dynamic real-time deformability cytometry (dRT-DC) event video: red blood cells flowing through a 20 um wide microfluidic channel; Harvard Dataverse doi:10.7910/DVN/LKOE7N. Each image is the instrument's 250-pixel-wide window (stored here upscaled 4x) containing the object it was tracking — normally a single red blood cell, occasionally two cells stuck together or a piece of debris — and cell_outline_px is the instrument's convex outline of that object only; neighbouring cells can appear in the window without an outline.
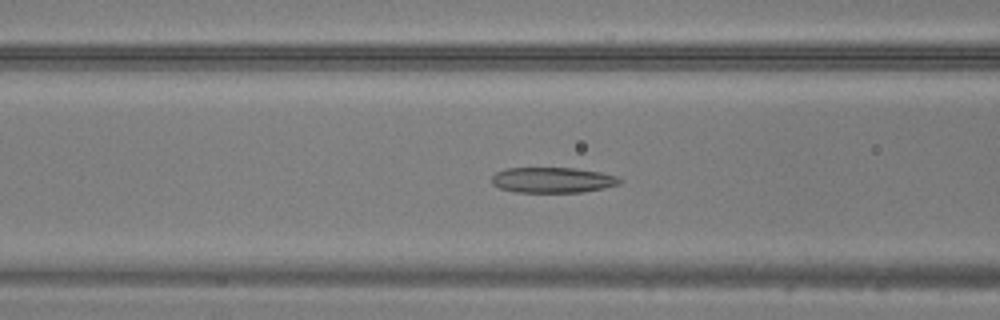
{"species": "common noctule bat (a hibernating species)", "species_latin": "Nyctalus noctula", "temperature_condition": "warm", "stored_images_in_passage": 33, "camera_frame_rate_fps": 3000, "um_per_image_px": 0.085, "animal": {"sex": "male", "body_mass_g": 20.5, "forearm_length_mm": 52.5}, "frame": {"image": 1, "passage_image": 4, "time_ms": 1.0, "image_size_px": [1000, 320], "cell_outline_px": [[624, 180], [620, 184], [604, 188], [584, 192], [516, 192], [500, 188], [492, 184], [492, 176], [496, 172], [504, 168], [576, 168], [600, 172], [616, 176]], "centroid_in_image_um": [46.99, 15.3], "position_along_channel_um": 119.6, "area_um2": 19.13}}
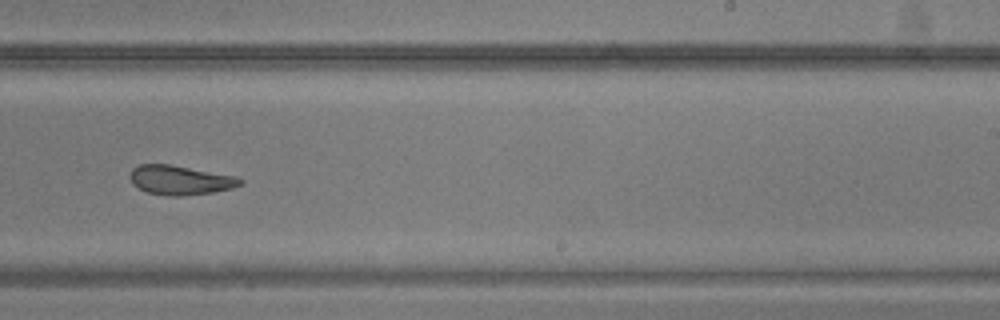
{"frame": {"image": 2, "passage_image": 15, "time_ms": 4.667, "image_size_px": [1000, 320], "cell_outline_px": [[244, 184], [232, 188], [212, 192], [180, 196], [168, 196], [148, 192], [132, 184], [128, 176], [132, 168], [140, 164], [168, 164], [236, 176], [244, 180]], "centroid_in_image_um": [15.31, 15.3], "position_along_channel_um": 273.7, "area_um2": 18.84}}
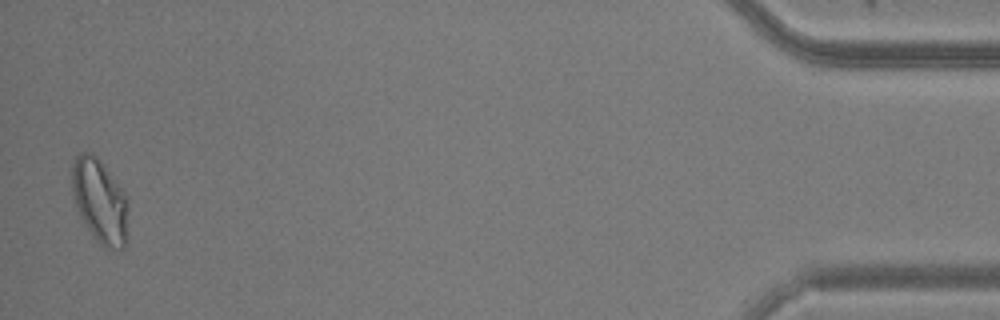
{"frame": {"image": 3, "passage_image": 32, "time_ms": 10.333, "image_size_px": [1000, 320], "cell_outline_px": [[128, 236], [124, 248], [104, 248], [92, 236], [80, 216], [72, 192], [72, 164], [76, 156], [80, 152], [92, 152], [104, 164], [124, 192], [128, 200]], "centroid_in_image_um": [8.51, 17.09], "position_along_channel_um": 426.7, "area_um2": 27.86}}